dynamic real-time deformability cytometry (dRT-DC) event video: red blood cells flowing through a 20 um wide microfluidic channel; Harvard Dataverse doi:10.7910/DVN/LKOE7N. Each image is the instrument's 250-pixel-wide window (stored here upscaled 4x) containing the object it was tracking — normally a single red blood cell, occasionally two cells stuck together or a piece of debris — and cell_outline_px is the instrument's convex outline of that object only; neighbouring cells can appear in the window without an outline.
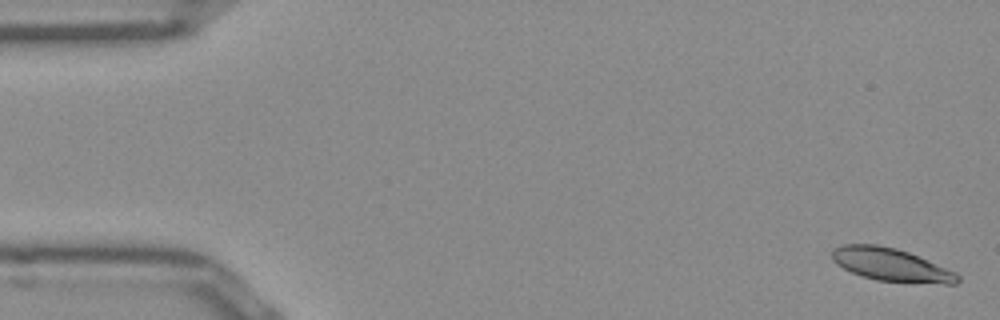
{"species": "Egyptian fruit bat (a non-hibernating species)", "species_latin": "Rousettus aegyptiacus", "temperature_condition": "room temperature", "stored_images_in_passage": 53, "camera_frame_rate_fps": 3000, "um_per_image_px": 0.085, "frame": {"image": 1, "passage_image": 2, "time_ms": 0.333, "image_size_px": [1000, 320], "cell_outline_px": [[960, 280], [956, 284], [944, 284], [876, 280], [852, 272], [836, 264], [832, 260], [832, 248], [844, 244], [876, 244], [896, 248], [908, 252], [956, 272], [960, 276]], "centroid_in_image_um": [75.74, 22.5], "position_along_channel_um": 9.3, "area_um2": 23.99}}
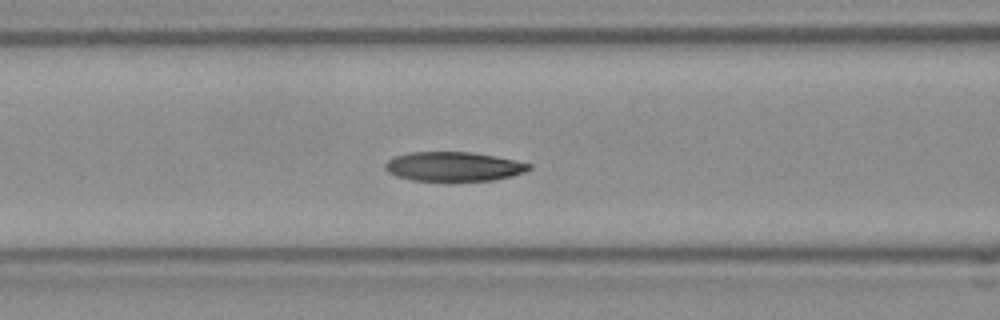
{"frame": {"image": 2, "passage_image": 21, "time_ms": 6.667, "image_size_px": [1000, 320], "cell_outline_px": [[532, 168], [524, 172], [512, 176], [492, 180], [412, 180], [396, 176], [388, 172], [384, 168], [384, 164], [388, 160], [396, 156], [412, 152], [472, 152], [532, 164]], "centroid_in_image_um": [38.54, 14.15], "position_along_channel_um": 128.1, "area_um2": 24.22}}
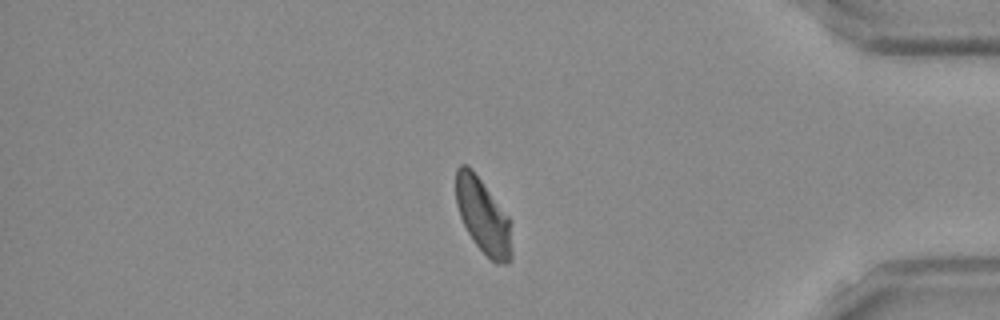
{"frame": {"image": 3, "passage_image": 44, "time_ms": 14.333, "image_size_px": [1000, 320], "cell_outline_px": [[512, 256], [508, 264], [496, 264], [472, 240], [460, 216], [456, 204], [456, 168], [460, 164], [464, 164], [472, 168], [508, 216], [512, 248]], "centroid_in_image_um": [41.05, 18.36], "position_along_channel_um": 394.1, "area_um2": 24.16}, "authors_computed_cell_mechanics": {"area_um2": 24.854, "velocity_mm_per_s": 3.8973, "shape_relaxation_time_tau1_ms": 3.6975, "shape_relaxation_time_tau2_ms": 3.1436, "deformation_change_tau1": 0.1205, "deformation_change_tau2": 0.0795}}